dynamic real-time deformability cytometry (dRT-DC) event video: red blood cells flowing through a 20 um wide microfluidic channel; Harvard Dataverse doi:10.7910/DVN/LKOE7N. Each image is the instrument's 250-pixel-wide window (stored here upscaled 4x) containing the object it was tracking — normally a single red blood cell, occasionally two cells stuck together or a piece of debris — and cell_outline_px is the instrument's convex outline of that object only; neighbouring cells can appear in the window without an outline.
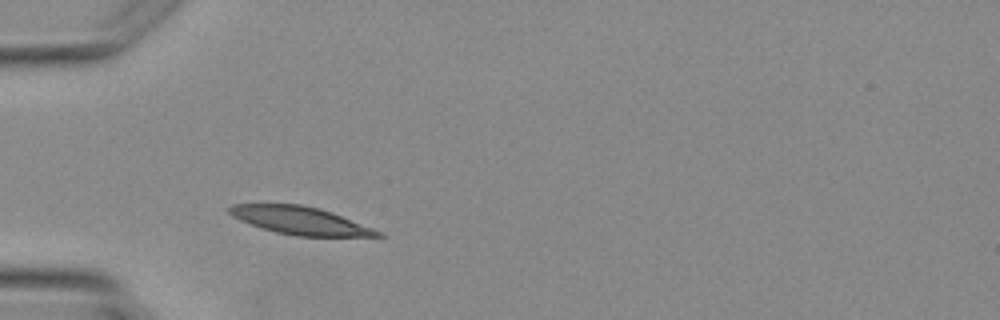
{"species": "Egyptian fruit bat (a non-hibernating species)", "species_latin": "Rousettus aegyptiacus", "temperature_condition": "warm", "stored_images_in_passage": 2, "camera_frame_rate_fps": 3000, "um_per_image_px": 0.085, "animal": {"sex": "female"}, "frame": {"image": 1, "passage_image": 1, "time_ms": 0.0, "image_size_px": [1000, 320], "cell_outline_px": [[384, 236], [296, 236], [276, 232], [260, 228], [240, 220], [232, 216], [228, 212], [228, 208], [232, 204], [300, 204], [320, 208], [332, 212], [372, 228], [380, 232]], "centroid_in_image_um": [25.46, 18.74], "position_along_channel_um": 59.5, "area_um2": 23.81}}
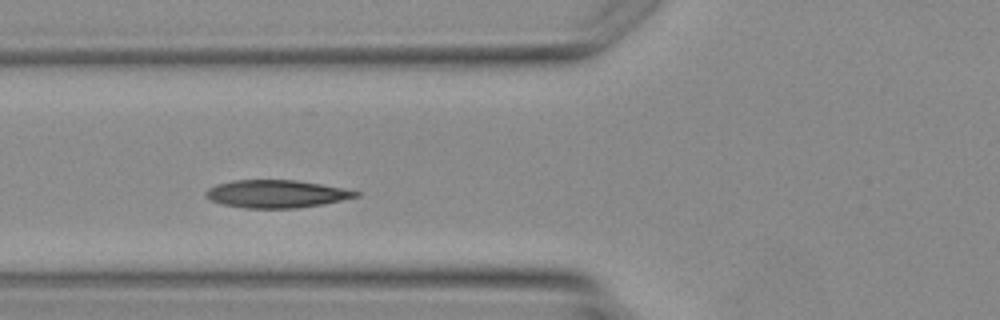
{"frame": {"image": 2, "passage_image": 2, "time_ms": 1.0, "image_size_px": [1000, 320], "cell_outline_px": [[360, 196], [324, 204], [296, 208], [244, 208], [224, 204], [212, 200], [204, 196], [204, 192], [208, 188], [216, 184], [232, 180], [296, 180], [344, 188], [360, 192]], "centroid_in_image_um": [23.49, 16.47], "position_along_channel_um": 102.3, "area_um2": 24.28}}